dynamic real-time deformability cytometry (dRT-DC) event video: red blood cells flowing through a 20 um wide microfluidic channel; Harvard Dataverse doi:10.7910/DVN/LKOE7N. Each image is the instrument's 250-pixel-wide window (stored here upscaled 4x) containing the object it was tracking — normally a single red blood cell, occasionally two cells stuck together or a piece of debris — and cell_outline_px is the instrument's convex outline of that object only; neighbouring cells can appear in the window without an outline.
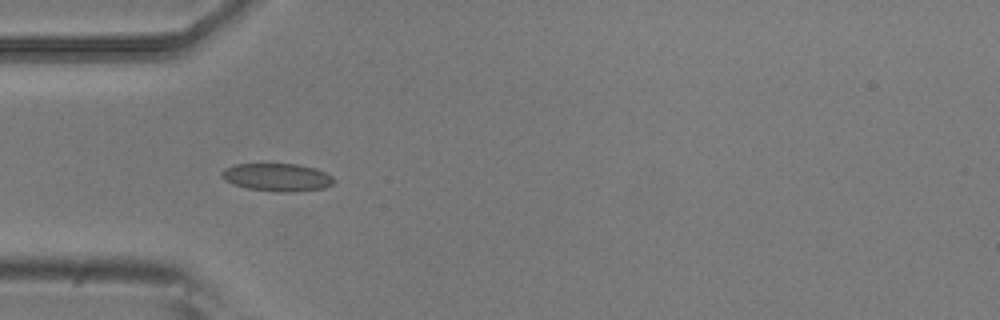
{"species": "common noctule bat (a hibernating species)", "species_latin": "Nyctalus noctula", "temperature_condition": "room temperature", "stored_images_in_passage": 2, "camera_frame_rate_fps": 3000, "um_per_image_px": 0.085, "animal": {"sex": "male", "body_mass_g": 20.5, "forearm_length_mm": 52.5}, "frame": {"image": 1, "passage_image": 2, "time_ms": 0.333, "image_size_px": [1000, 320], "cell_outline_px": [[336, 180], [332, 184], [324, 188], [296, 192], [276, 192], [248, 188], [232, 184], [224, 180], [220, 176], [220, 172], [224, 168], [236, 164], [296, 164], [316, 168], [332, 176]], "centroid_in_image_um": [23.54, 15.07], "position_along_channel_um": 61.5, "area_um2": 18.38}}